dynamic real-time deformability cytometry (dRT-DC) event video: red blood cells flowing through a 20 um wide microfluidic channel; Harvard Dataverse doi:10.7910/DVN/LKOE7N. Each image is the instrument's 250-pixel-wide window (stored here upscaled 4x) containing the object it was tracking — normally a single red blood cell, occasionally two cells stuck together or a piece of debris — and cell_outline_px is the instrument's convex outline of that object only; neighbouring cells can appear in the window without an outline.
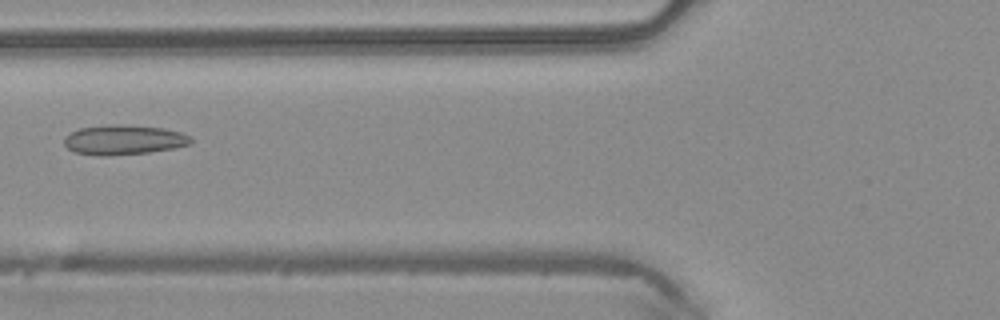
{"species": "common noctule bat (a hibernating species)", "species_latin": "Nyctalus noctula", "temperature_condition": "warm", "stored_images_in_passage": 5, "camera_frame_rate_fps": 3000, "um_per_image_px": 0.085, "animal": {"sex": "male", "body_mass_g": 20.4}, "frame": {"image": 1, "passage_image": 5, "time_ms": 1.333, "image_size_px": [1000, 320], "cell_outline_px": [[192, 140], [188, 144], [172, 148], [148, 152], [108, 156], [100, 156], [76, 152], [68, 148], [64, 144], [64, 136], [80, 128], [116, 124], [164, 128], [180, 132], [192, 136]], "centroid_in_image_um": [10.51, 11.88], "position_along_channel_um": 115.3, "area_um2": 21.73}}